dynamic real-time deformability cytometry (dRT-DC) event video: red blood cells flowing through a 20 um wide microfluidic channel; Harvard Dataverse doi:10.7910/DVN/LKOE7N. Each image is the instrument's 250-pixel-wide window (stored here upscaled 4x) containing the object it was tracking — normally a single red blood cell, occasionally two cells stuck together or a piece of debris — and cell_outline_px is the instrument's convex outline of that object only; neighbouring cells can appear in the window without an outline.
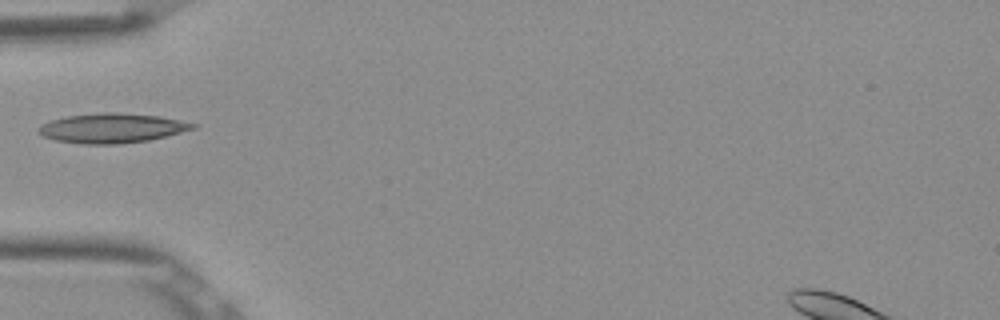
{"species": "Egyptian fruit bat (a non-hibernating species)", "species_latin": "Rousettus aegyptiacus", "temperature_condition": "room temperature", "stored_images_in_passage": 6, "camera_frame_rate_fps": 3000, "um_per_image_px": 0.085, "frame": {"image": 1, "passage_image": 6, "time_ms": 1.667, "image_size_px": [1000, 320], "cell_outline_px": [[200, 124], [196, 128], [148, 140], [116, 144], [80, 144], [56, 140], [44, 136], [36, 132], [36, 128], [40, 124], [52, 120], [68, 116], [104, 112], [116, 112], [160, 116]], "centroid_in_image_um": [9.49, 10.88], "position_along_channel_um": 75.5, "area_um2": 26.59}}